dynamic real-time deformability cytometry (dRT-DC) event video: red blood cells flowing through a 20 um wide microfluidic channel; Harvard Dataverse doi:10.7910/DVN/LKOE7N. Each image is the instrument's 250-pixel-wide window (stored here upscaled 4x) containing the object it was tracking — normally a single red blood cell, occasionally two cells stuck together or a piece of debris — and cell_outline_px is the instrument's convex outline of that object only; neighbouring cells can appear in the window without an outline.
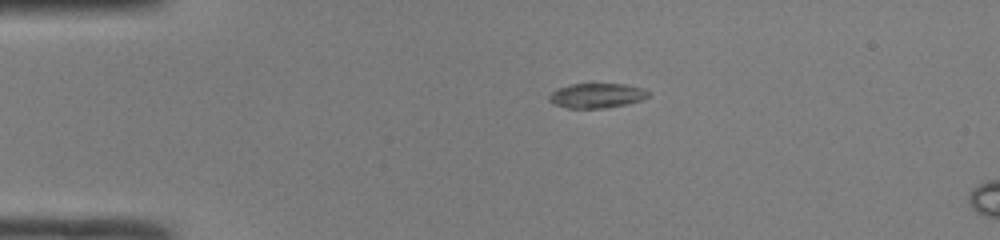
{"species": "common noctule bat (a hibernating species)", "species_latin": "Nyctalus noctula", "temperature_condition": "room temperature", "stored_images_in_passage": 5, "camera_frame_rate_fps": 3000, "um_per_image_px": 0.085, "animal": {"sex": "male", "body_mass_g": 19.0, "forearm_length_mm": 50.8}, "frame": {"image": 1, "passage_image": 1, "time_ms": 0.0, "image_size_px": [1000, 240], "cell_outline_px": [[648, 96], [640, 100], [628, 104], [604, 108], [568, 108], [552, 104], [548, 100], [548, 96], [556, 88], [572, 84], [624, 84], [640, 88], [648, 92]], "centroid_in_image_um": [50.65, 8.13], "position_along_channel_um": 34.4, "area_um2": 14.22}}